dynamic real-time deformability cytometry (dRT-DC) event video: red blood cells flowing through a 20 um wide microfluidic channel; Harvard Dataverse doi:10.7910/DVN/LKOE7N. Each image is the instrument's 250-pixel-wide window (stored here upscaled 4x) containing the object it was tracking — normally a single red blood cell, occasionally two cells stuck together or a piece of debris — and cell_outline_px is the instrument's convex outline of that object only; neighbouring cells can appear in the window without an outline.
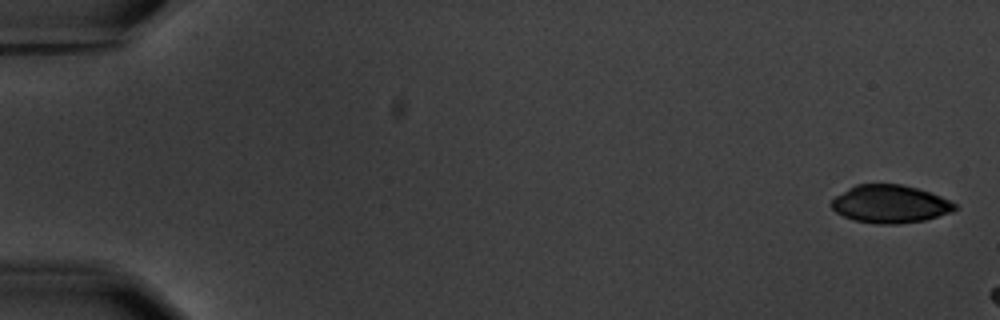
{"species": "common noctule bat (a hibernating species)", "species_latin": "Nyctalus noctula", "temperature_condition": "warm", "stored_images_in_passage": 6, "camera_frame_rate_fps": 3000, "um_per_image_px": 0.085, "animal": {"sex": "male", "body_mass_g": 20.1, "forearm_length_mm": 53.5}, "frame": {"image": 1, "passage_image": 1, "time_ms": 0.0, "image_size_px": [1000, 320], "cell_outline_px": [[960, 208], [952, 212], [924, 220], [896, 224], [876, 224], [856, 220], [844, 216], [836, 212], [832, 208], [832, 200], [836, 196], [848, 188], [856, 184], [900, 184], [916, 188], [940, 196], [956, 204]], "centroid_in_image_um": [75.67, 17.34], "position_along_channel_um": 9.3, "area_um2": 27.05}}
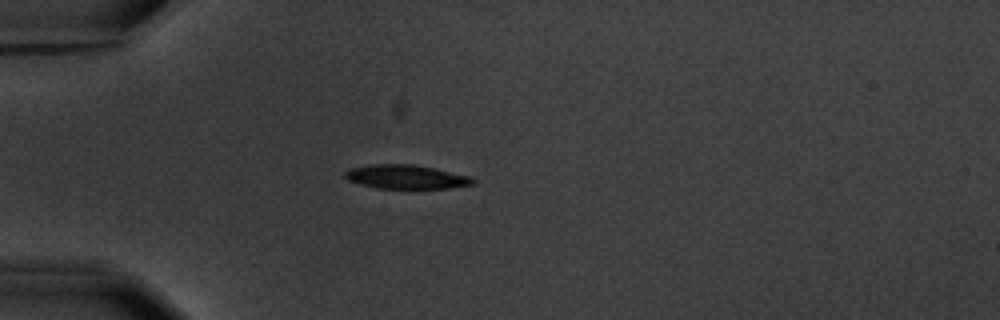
{"frame": {"image": 2, "passage_image": 3, "time_ms": 3.333, "image_size_px": [1000, 320], "cell_outline_px": [[476, 184], [448, 188], [380, 188], [348, 180], [344, 176], [344, 172], [348, 168], [368, 164], [416, 164], [468, 176], [476, 180]], "centroid_in_image_um": [34.51, 15.02], "position_along_channel_um": 50.5, "area_um2": 17.74}}
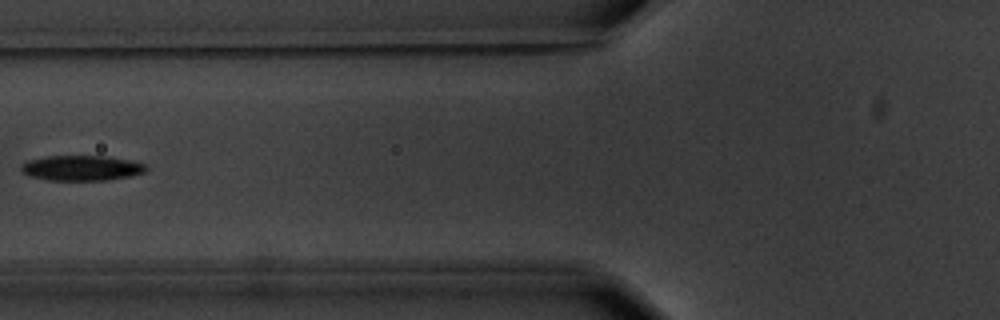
{"frame": {"image": 3, "passage_image": 5, "time_ms": 5.667, "image_size_px": [1000, 320], "cell_outline_px": [[148, 168], [144, 172], [128, 176], [108, 180], [48, 180], [32, 176], [24, 172], [20, 168], [20, 164], [28, 160], [48, 156], [108, 156], [128, 160], [144, 164]], "centroid_in_image_um": [6.92, 14.27], "position_along_channel_um": 118.9, "area_um2": 18.15}}